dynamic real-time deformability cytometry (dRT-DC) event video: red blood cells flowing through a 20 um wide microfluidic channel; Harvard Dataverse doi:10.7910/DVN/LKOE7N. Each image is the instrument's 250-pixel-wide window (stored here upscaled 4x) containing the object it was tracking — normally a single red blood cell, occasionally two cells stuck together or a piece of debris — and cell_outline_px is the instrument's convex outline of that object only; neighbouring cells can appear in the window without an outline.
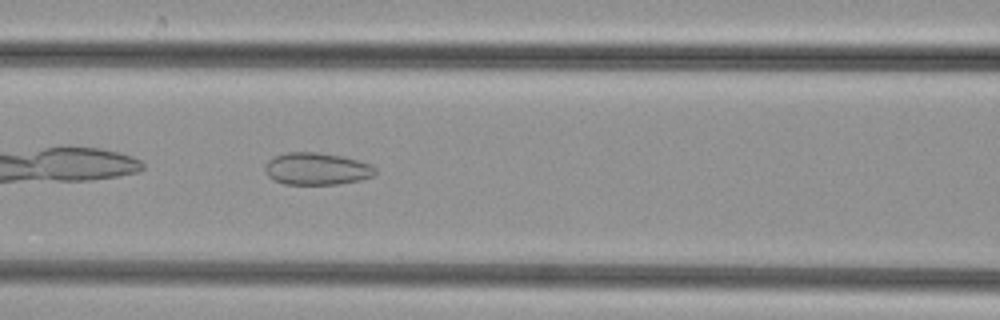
{"species": "common noctule bat (a hibernating species)", "species_latin": "Nyctalus noctula", "temperature_condition": "cold", "stored_images_in_passage": 34, "camera_frame_rate_fps": 3000, "um_per_image_px": 0.085, "animal": {"sex": "female", "body_mass_g": 29.2, "forearm_length_mm": 56.3}, "frame": {"image": 1, "passage_image": 6, "time_ms": 1.667, "image_size_px": [1000, 320], "cell_outline_px": [[376, 172], [372, 176], [360, 180], [340, 184], [284, 184], [272, 180], [268, 176], [264, 168], [264, 164], [268, 160], [276, 156], [288, 152], [320, 152], [340, 156], [372, 164], [376, 168]], "centroid_in_image_um": [26.9, 14.35], "position_along_channel_um": 139.7, "area_um2": 20.75}}
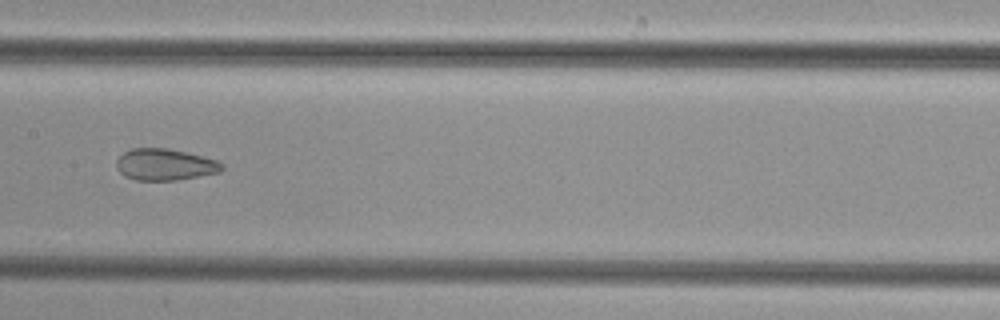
{"frame": {"image": 2, "passage_image": 10, "time_ms": 3.0, "image_size_px": [1000, 320], "cell_outline_px": [[224, 168], [220, 172], [176, 180], [136, 180], [124, 176], [116, 168], [116, 160], [124, 152], [132, 148], [168, 148], [188, 152], [216, 160], [224, 164]], "centroid_in_image_um": [14.01, 13.98], "position_along_channel_um": 193.4, "area_um2": 19.48}}